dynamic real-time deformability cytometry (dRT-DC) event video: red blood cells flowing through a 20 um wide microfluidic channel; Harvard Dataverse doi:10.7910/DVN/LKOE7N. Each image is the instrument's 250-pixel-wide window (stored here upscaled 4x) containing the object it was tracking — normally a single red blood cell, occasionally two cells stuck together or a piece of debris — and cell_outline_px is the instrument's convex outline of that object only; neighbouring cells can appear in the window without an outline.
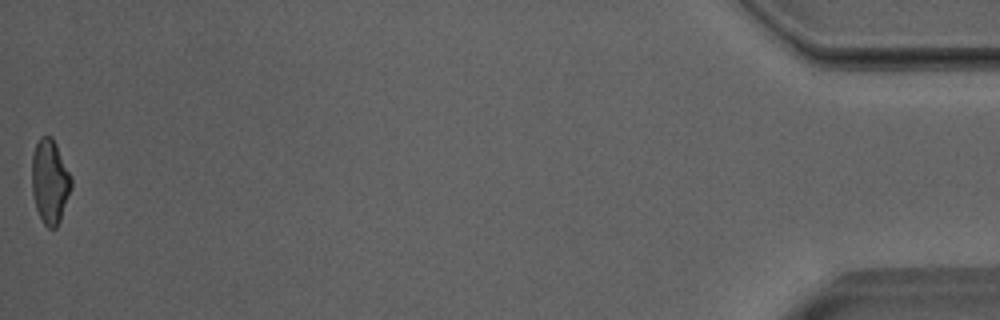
{"species": "Egyptian fruit bat (a non-hibernating species)", "species_latin": "Rousettus aegyptiacus", "temperature_condition": "room temperature", "stored_images_in_passage": 51, "camera_frame_rate_fps": 3000, "um_per_image_px": 0.085, "animal": {"sex": "male"}, "frame": {"image": 1, "passage_image": 51, "time_ms": 16.667, "image_size_px": [1000, 320], "cell_outline_px": [[72, 188], [60, 220], [56, 228], [48, 228], [44, 224], [36, 208], [32, 192], [32, 156], [36, 144], [40, 136], [52, 136], [72, 176]], "centroid_in_image_um": [4.25, 15.42], "position_along_channel_um": 430.9, "area_um2": 19.42}, "authors_computed_cell_mechanics": {"area_um2": 20.3456, "velocity_mm_per_s": 4.02, "shape_relaxation_time_tau1_ms": null, "shape_relaxation_time_tau2_ms": 2.3478, "deformation_change_tau1": null, "deformation_change_tau2": 0.1008}}